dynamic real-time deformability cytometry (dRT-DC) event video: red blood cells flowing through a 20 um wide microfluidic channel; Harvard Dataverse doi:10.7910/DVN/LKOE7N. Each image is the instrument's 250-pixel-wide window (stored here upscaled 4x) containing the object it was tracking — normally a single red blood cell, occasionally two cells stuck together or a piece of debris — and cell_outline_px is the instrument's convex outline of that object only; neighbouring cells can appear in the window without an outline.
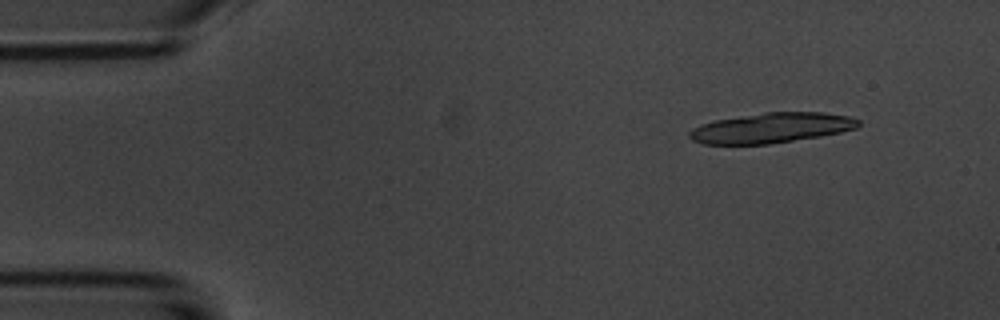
{"species": "common noctule bat (a hibernating species)", "species_latin": "Nyctalus noctula", "temperature_condition": "room temperature", "stored_images_in_passage": 16, "camera_frame_rate_fps": 3000, "um_per_image_px": 0.085, "animal": {"sex": "male", "body_mass_g": 20.1, "forearm_length_mm": 53.5}, "frame": {"image": 1, "passage_image": 5, "time_ms": 1.333, "image_size_px": [1000, 320], "cell_outline_px": [[860, 124], [856, 128], [840, 132], [820, 136], [768, 144], [704, 144], [692, 140], [688, 136], [688, 132], [692, 128], [700, 124], [716, 120], [764, 112], [824, 112], [848, 116], [860, 120]], "centroid_in_image_um": [65.55, 10.87], "position_along_channel_um": 19.5, "area_um2": 29.59}}